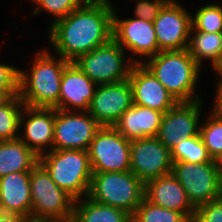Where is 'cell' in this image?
Wrapping results in <instances>:
<instances>
[{"label": "cell", "instance_id": "cell-1", "mask_svg": "<svg viewBox=\"0 0 222 222\" xmlns=\"http://www.w3.org/2000/svg\"><path fill=\"white\" fill-rule=\"evenodd\" d=\"M109 1L87 0L49 27V41L58 56L74 62L113 38L114 6Z\"/></svg>", "mask_w": 222, "mask_h": 222}, {"label": "cell", "instance_id": "cell-2", "mask_svg": "<svg viewBox=\"0 0 222 222\" xmlns=\"http://www.w3.org/2000/svg\"><path fill=\"white\" fill-rule=\"evenodd\" d=\"M36 55L30 72L19 70V96L27 107L59 109L62 73L69 61L46 50Z\"/></svg>", "mask_w": 222, "mask_h": 222}, {"label": "cell", "instance_id": "cell-3", "mask_svg": "<svg viewBox=\"0 0 222 222\" xmlns=\"http://www.w3.org/2000/svg\"><path fill=\"white\" fill-rule=\"evenodd\" d=\"M143 64L178 102L201 99L195 95L201 66L187 49L160 51Z\"/></svg>", "mask_w": 222, "mask_h": 222}, {"label": "cell", "instance_id": "cell-4", "mask_svg": "<svg viewBox=\"0 0 222 222\" xmlns=\"http://www.w3.org/2000/svg\"><path fill=\"white\" fill-rule=\"evenodd\" d=\"M39 163L75 200L88 195L93 174L88 151L48 150L39 156Z\"/></svg>", "mask_w": 222, "mask_h": 222}, {"label": "cell", "instance_id": "cell-5", "mask_svg": "<svg viewBox=\"0 0 222 222\" xmlns=\"http://www.w3.org/2000/svg\"><path fill=\"white\" fill-rule=\"evenodd\" d=\"M31 221H69L73 218L75 199L57 186L47 170L38 163L30 174Z\"/></svg>", "mask_w": 222, "mask_h": 222}, {"label": "cell", "instance_id": "cell-6", "mask_svg": "<svg viewBox=\"0 0 222 222\" xmlns=\"http://www.w3.org/2000/svg\"><path fill=\"white\" fill-rule=\"evenodd\" d=\"M87 197L132 216L144 198V183L132 171L93 172Z\"/></svg>", "mask_w": 222, "mask_h": 222}, {"label": "cell", "instance_id": "cell-7", "mask_svg": "<svg viewBox=\"0 0 222 222\" xmlns=\"http://www.w3.org/2000/svg\"><path fill=\"white\" fill-rule=\"evenodd\" d=\"M124 52L125 50L112 38L109 42L79 56L74 63L97 85L118 83L129 78L134 63L145 61L130 57L126 63Z\"/></svg>", "mask_w": 222, "mask_h": 222}, {"label": "cell", "instance_id": "cell-8", "mask_svg": "<svg viewBox=\"0 0 222 222\" xmlns=\"http://www.w3.org/2000/svg\"><path fill=\"white\" fill-rule=\"evenodd\" d=\"M171 173L184 188L189 201L195 208L222 195L216 160L197 164L172 162Z\"/></svg>", "mask_w": 222, "mask_h": 222}, {"label": "cell", "instance_id": "cell-9", "mask_svg": "<svg viewBox=\"0 0 222 222\" xmlns=\"http://www.w3.org/2000/svg\"><path fill=\"white\" fill-rule=\"evenodd\" d=\"M87 151L92 172L130 171V140L113 126H101Z\"/></svg>", "mask_w": 222, "mask_h": 222}, {"label": "cell", "instance_id": "cell-10", "mask_svg": "<svg viewBox=\"0 0 222 222\" xmlns=\"http://www.w3.org/2000/svg\"><path fill=\"white\" fill-rule=\"evenodd\" d=\"M77 112L55 109L53 150H88L101 125L88 111Z\"/></svg>", "mask_w": 222, "mask_h": 222}, {"label": "cell", "instance_id": "cell-11", "mask_svg": "<svg viewBox=\"0 0 222 222\" xmlns=\"http://www.w3.org/2000/svg\"><path fill=\"white\" fill-rule=\"evenodd\" d=\"M130 171L143 183L171 174V152L157 137L130 140Z\"/></svg>", "mask_w": 222, "mask_h": 222}, {"label": "cell", "instance_id": "cell-12", "mask_svg": "<svg viewBox=\"0 0 222 222\" xmlns=\"http://www.w3.org/2000/svg\"><path fill=\"white\" fill-rule=\"evenodd\" d=\"M201 102H178L163 114L156 137L170 152L182 139L199 134Z\"/></svg>", "mask_w": 222, "mask_h": 222}, {"label": "cell", "instance_id": "cell-13", "mask_svg": "<svg viewBox=\"0 0 222 222\" xmlns=\"http://www.w3.org/2000/svg\"><path fill=\"white\" fill-rule=\"evenodd\" d=\"M132 105V87L128 79L118 83L98 84L88 113L101 126H113Z\"/></svg>", "mask_w": 222, "mask_h": 222}, {"label": "cell", "instance_id": "cell-14", "mask_svg": "<svg viewBox=\"0 0 222 222\" xmlns=\"http://www.w3.org/2000/svg\"><path fill=\"white\" fill-rule=\"evenodd\" d=\"M191 14L178 3H167L153 21L158 49L173 51L187 49L192 27Z\"/></svg>", "mask_w": 222, "mask_h": 222}, {"label": "cell", "instance_id": "cell-15", "mask_svg": "<svg viewBox=\"0 0 222 222\" xmlns=\"http://www.w3.org/2000/svg\"><path fill=\"white\" fill-rule=\"evenodd\" d=\"M113 13V39L125 50L140 57H152L160 52L153 22L137 17L120 19Z\"/></svg>", "mask_w": 222, "mask_h": 222}, {"label": "cell", "instance_id": "cell-16", "mask_svg": "<svg viewBox=\"0 0 222 222\" xmlns=\"http://www.w3.org/2000/svg\"><path fill=\"white\" fill-rule=\"evenodd\" d=\"M54 122L55 108L24 106L19 121V130L23 128V134L19 133L18 138L40 156L48 148L53 150Z\"/></svg>", "mask_w": 222, "mask_h": 222}, {"label": "cell", "instance_id": "cell-17", "mask_svg": "<svg viewBox=\"0 0 222 222\" xmlns=\"http://www.w3.org/2000/svg\"><path fill=\"white\" fill-rule=\"evenodd\" d=\"M128 80L132 87L133 104L165 113L178 103L143 63L132 65Z\"/></svg>", "mask_w": 222, "mask_h": 222}, {"label": "cell", "instance_id": "cell-18", "mask_svg": "<svg viewBox=\"0 0 222 222\" xmlns=\"http://www.w3.org/2000/svg\"><path fill=\"white\" fill-rule=\"evenodd\" d=\"M144 198L156 206L183 213L189 220L195 216L196 208L172 173L145 182Z\"/></svg>", "mask_w": 222, "mask_h": 222}, {"label": "cell", "instance_id": "cell-19", "mask_svg": "<svg viewBox=\"0 0 222 222\" xmlns=\"http://www.w3.org/2000/svg\"><path fill=\"white\" fill-rule=\"evenodd\" d=\"M96 87L97 84L91 81L74 62H69L62 73L59 110L88 111Z\"/></svg>", "mask_w": 222, "mask_h": 222}, {"label": "cell", "instance_id": "cell-20", "mask_svg": "<svg viewBox=\"0 0 222 222\" xmlns=\"http://www.w3.org/2000/svg\"><path fill=\"white\" fill-rule=\"evenodd\" d=\"M31 171L12 172L0 178V211L19 214L31 221Z\"/></svg>", "mask_w": 222, "mask_h": 222}, {"label": "cell", "instance_id": "cell-21", "mask_svg": "<svg viewBox=\"0 0 222 222\" xmlns=\"http://www.w3.org/2000/svg\"><path fill=\"white\" fill-rule=\"evenodd\" d=\"M163 114L158 110L133 104L113 127L129 140L156 137Z\"/></svg>", "mask_w": 222, "mask_h": 222}, {"label": "cell", "instance_id": "cell-22", "mask_svg": "<svg viewBox=\"0 0 222 222\" xmlns=\"http://www.w3.org/2000/svg\"><path fill=\"white\" fill-rule=\"evenodd\" d=\"M39 156L19 138L0 141V178L14 172L31 171Z\"/></svg>", "mask_w": 222, "mask_h": 222}, {"label": "cell", "instance_id": "cell-23", "mask_svg": "<svg viewBox=\"0 0 222 222\" xmlns=\"http://www.w3.org/2000/svg\"><path fill=\"white\" fill-rule=\"evenodd\" d=\"M131 215L125 210L84 197L75 200L73 222H128Z\"/></svg>", "mask_w": 222, "mask_h": 222}, {"label": "cell", "instance_id": "cell-24", "mask_svg": "<svg viewBox=\"0 0 222 222\" xmlns=\"http://www.w3.org/2000/svg\"><path fill=\"white\" fill-rule=\"evenodd\" d=\"M187 51L201 67L203 60L208 59L213 68L222 55V33L196 31L191 27Z\"/></svg>", "mask_w": 222, "mask_h": 222}, {"label": "cell", "instance_id": "cell-25", "mask_svg": "<svg viewBox=\"0 0 222 222\" xmlns=\"http://www.w3.org/2000/svg\"><path fill=\"white\" fill-rule=\"evenodd\" d=\"M24 106L19 95L12 96L0 106V141L18 138L21 132L19 121Z\"/></svg>", "mask_w": 222, "mask_h": 222}, {"label": "cell", "instance_id": "cell-26", "mask_svg": "<svg viewBox=\"0 0 222 222\" xmlns=\"http://www.w3.org/2000/svg\"><path fill=\"white\" fill-rule=\"evenodd\" d=\"M172 162L205 163L210 162L207 149L200 135L184 138L171 151Z\"/></svg>", "mask_w": 222, "mask_h": 222}, {"label": "cell", "instance_id": "cell-27", "mask_svg": "<svg viewBox=\"0 0 222 222\" xmlns=\"http://www.w3.org/2000/svg\"><path fill=\"white\" fill-rule=\"evenodd\" d=\"M209 116L205 123L200 125L199 135L209 156L218 161L222 159V115L210 112Z\"/></svg>", "mask_w": 222, "mask_h": 222}, {"label": "cell", "instance_id": "cell-28", "mask_svg": "<svg viewBox=\"0 0 222 222\" xmlns=\"http://www.w3.org/2000/svg\"><path fill=\"white\" fill-rule=\"evenodd\" d=\"M131 218L135 222H189L183 213L156 206L145 198L142 199Z\"/></svg>", "mask_w": 222, "mask_h": 222}, {"label": "cell", "instance_id": "cell-29", "mask_svg": "<svg viewBox=\"0 0 222 222\" xmlns=\"http://www.w3.org/2000/svg\"><path fill=\"white\" fill-rule=\"evenodd\" d=\"M192 28L207 33H222V7L219 4L201 6L191 16Z\"/></svg>", "mask_w": 222, "mask_h": 222}, {"label": "cell", "instance_id": "cell-30", "mask_svg": "<svg viewBox=\"0 0 222 222\" xmlns=\"http://www.w3.org/2000/svg\"><path fill=\"white\" fill-rule=\"evenodd\" d=\"M87 0H32L37 7L33 14H39V10H45L50 13L54 19L49 27L60 19L65 18L69 13L81 7ZM40 7V8H39Z\"/></svg>", "mask_w": 222, "mask_h": 222}, {"label": "cell", "instance_id": "cell-31", "mask_svg": "<svg viewBox=\"0 0 222 222\" xmlns=\"http://www.w3.org/2000/svg\"><path fill=\"white\" fill-rule=\"evenodd\" d=\"M194 219L197 222H222V195L197 206Z\"/></svg>", "mask_w": 222, "mask_h": 222}, {"label": "cell", "instance_id": "cell-32", "mask_svg": "<svg viewBox=\"0 0 222 222\" xmlns=\"http://www.w3.org/2000/svg\"><path fill=\"white\" fill-rule=\"evenodd\" d=\"M166 4L163 0H139L135 6V17L153 22Z\"/></svg>", "mask_w": 222, "mask_h": 222}, {"label": "cell", "instance_id": "cell-33", "mask_svg": "<svg viewBox=\"0 0 222 222\" xmlns=\"http://www.w3.org/2000/svg\"><path fill=\"white\" fill-rule=\"evenodd\" d=\"M19 70L0 63V90H19Z\"/></svg>", "mask_w": 222, "mask_h": 222}, {"label": "cell", "instance_id": "cell-34", "mask_svg": "<svg viewBox=\"0 0 222 222\" xmlns=\"http://www.w3.org/2000/svg\"><path fill=\"white\" fill-rule=\"evenodd\" d=\"M219 75V81H217L216 87V98H215V105L213 111L211 113L215 115H222V74Z\"/></svg>", "mask_w": 222, "mask_h": 222}, {"label": "cell", "instance_id": "cell-35", "mask_svg": "<svg viewBox=\"0 0 222 222\" xmlns=\"http://www.w3.org/2000/svg\"><path fill=\"white\" fill-rule=\"evenodd\" d=\"M27 217L14 213H5L0 211V222H29Z\"/></svg>", "mask_w": 222, "mask_h": 222}, {"label": "cell", "instance_id": "cell-36", "mask_svg": "<svg viewBox=\"0 0 222 222\" xmlns=\"http://www.w3.org/2000/svg\"><path fill=\"white\" fill-rule=\"evenodd\" d=\"M16 95H19V90H0V106Z\"/></svg>", "mask_w": 222, "mask_h": 222}, {"label": "cell", "instance_id": "cell-37", "mask_svg": "<svg viewBox=\"0 0 222 222\" xmlns=\"http://www.w3.org/2000/svg\"><path fill=\"white\" fill-rule=\"evenodd\" d=\"M216 74H222V55L217 64L213 67Z\"/></svg>", "mask_w": 222, "mask_h": 222}, {"label": "cell", "instance_id": "cell-38", "mask_svg": "<svg viewBox=\"0 0 222 222\" xmlns=\"http://www.w3.org/2000/svg\"><path fill=\"white\" fill-rule=\"evenodd\" d=\"M217 162L219 167L220 185L222 190V159L218 160Z\"/></svg>", "mask_w": 222, "mask_h": 222}, {"label": "cell", "instance_id": "cell-39", "mask_svg": "<svg viewBox=\"0 0 222 222\" xmlns=\"http://www.w3.org/2000/svg\"><path fill=\"white\" fill-rule=\"evenodd\" d=\"M166 3H178L177 0H163Z\"/></svg>", "mask_w": 222, "mask_h": 222}, {"label": "cell", "instance_id": "cell-40", "mask_svg": "<svg viewBox=\"0 0 222 222\" xmlns=\"http://www.w3.org/2000/svg\"><path fill=\"white\" fill-rule=\"evenodd\" d=\"M189 222H197L194 218L190 219Z\"/></svg>", "mask_w": 222, "mask_h": 222}, {"label": "cell", "instance_id": "cell-41", "mask_svg": "<svg viewBox=\"0 0 222 222\" xmlns=\"http://www.w3.org/2000/svg\"><path fill=\"white\" fill-rule=\"evenodd\" d=\"M55 222H73V220H69V221H55Z\"/></svg>", "mask_w": 222, "mask_h": 222}, {"label": "cell", "instance_id": "cell-42", "mask_svg": "<svg viewBox=\"0 0 222 222\" xmlns=\"http://www.w3.org/2000/svg\"><path fill=\"white\" fill-rule=\"evenodd\" d=\"M128 222H135L132 218Z\"/></svg>", "mask_w": 222, "mask_h": 222}]
</instances>
